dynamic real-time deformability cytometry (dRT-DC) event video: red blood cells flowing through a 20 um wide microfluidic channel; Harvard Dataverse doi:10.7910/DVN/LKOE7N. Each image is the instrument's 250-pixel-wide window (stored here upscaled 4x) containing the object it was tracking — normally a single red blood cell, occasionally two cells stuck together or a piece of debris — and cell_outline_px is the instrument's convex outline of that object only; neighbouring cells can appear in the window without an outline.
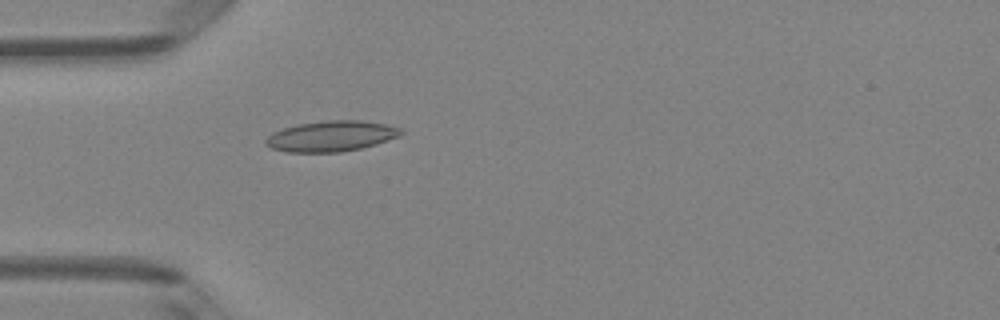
{"species": "Egyptian fruit bat (a non-hibernating species)", "species_latin": "Rousettus aegyptiacus", "temperature_condition": "room temperature", "stored_images_in_passage": 5, "camera_frame_rate_fps": 3000, "um_per_image_px": 0.085, "animal": {"sex": "female"}, "frame": {"image": 1, "passage_image": 5, "time_ms": 4.667, "image_size_px": [1000, 320], "cell_outline_px": [[404, 132], [400, 136], [376, 144], [360, 148], [340, 152], [288, 152], [272, 148], [264, 144], [264, 140], [272, 132], [284, 128], [300, 124], [328, 120], [360, 120], [384, 124], [400, 128]], "centroid_in_image_um": [28.14, 11.57], "position_along_channel_um": 56.9, "area_um2": 23.99}}